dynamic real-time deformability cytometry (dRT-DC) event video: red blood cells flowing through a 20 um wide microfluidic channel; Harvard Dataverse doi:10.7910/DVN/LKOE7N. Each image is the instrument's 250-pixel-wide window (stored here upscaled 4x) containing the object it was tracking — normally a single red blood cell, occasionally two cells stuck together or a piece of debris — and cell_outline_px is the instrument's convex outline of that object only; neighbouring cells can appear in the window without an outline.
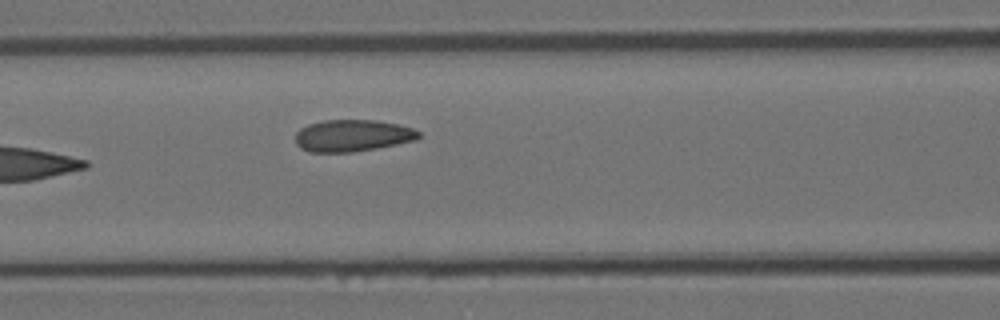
{"species": "Egyptian fruit bat (a non-hibernating species)", "species_latin": "Rousettus aegyptiacus", "temperature_condition": "room temperature", "stored_images_in_passage": 4, "camera_frame_rate_fps": 3000, "um_per_image_px": 0.085, "animal": {"sex": "female"}, "frame": {"image": 1, "passage_image": 4, "time_ms": 4.333, "image_size_px": [1000, 320], "cell_outline_px": [[420, 136], [416, 140], [376, 148], [352, 152], [308, 152], [300, 148], [296, 144], [296, 132], [300, 128], [308, 124], [324, 120], [376, 120], [396, 124], [412, 128], [420, 132]], "centroid_in_image_um": [29.93, 11.53], "position_along_channel_um": 136.7, "area_um2": 22.89}}